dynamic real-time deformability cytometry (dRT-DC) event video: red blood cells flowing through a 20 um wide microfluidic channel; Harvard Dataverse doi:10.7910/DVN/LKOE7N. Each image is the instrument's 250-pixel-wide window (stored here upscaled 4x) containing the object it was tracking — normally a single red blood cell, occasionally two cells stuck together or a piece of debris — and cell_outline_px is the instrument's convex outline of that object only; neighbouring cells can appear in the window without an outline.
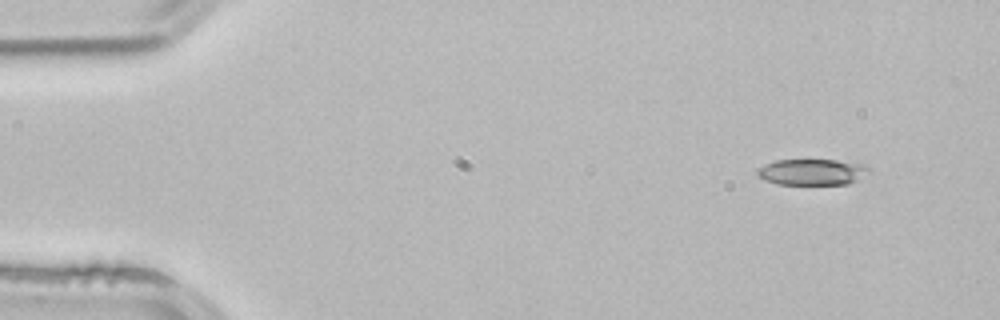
{"species": "common noctule bat (a hibernating species)", "species_latin": "Nyctalus noctula", "temperature_condition": "room temperature", "stored_images_in_passage": 3, "camera_frame_rate_fps": 3000, "um_per_image_px": 0.085, "animal": {"sex": "male", "body_mass_g": 21.5, "forearm_length_mm": 52.0}, "frame": {"image": 1, "passage_image": 1, "time_ms": 0.0, "image_size_px": [1000, 320], "cell_outline_px": [[872, 172], [848, 184], [776, 184], [764, 180], [756, 172], [756, 168], [764, 164], [776, 160], [836, 160], [864, 164], [872, 168]], "centroid_in_image_um": [69.06, 14.61], "position_along_channel_um": 15.9, "area_um2": 17.17}}
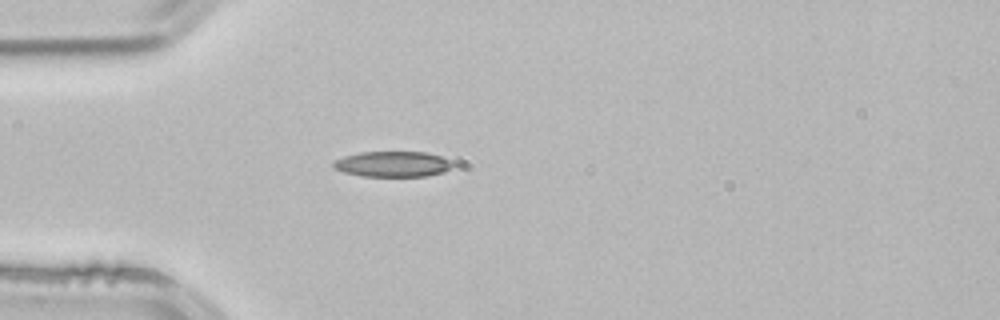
{"frame": {"image": 2, "passage_image": 3, "time_ms": 0.667, "image_size_px": [1000, 320], "cell_outline_px": [[456, 164], [452, 168], [444, 172], [424, 176], [360, 176], [344, 172], [336, 168], [332, 164], [336, 160], [344, 156], [360, 152], [428, 152], [452, 160]], "centroid_in_image_um": [33.45, 13.94], "position_along_channel_um": 51.5, "area_um2": 17.86}}